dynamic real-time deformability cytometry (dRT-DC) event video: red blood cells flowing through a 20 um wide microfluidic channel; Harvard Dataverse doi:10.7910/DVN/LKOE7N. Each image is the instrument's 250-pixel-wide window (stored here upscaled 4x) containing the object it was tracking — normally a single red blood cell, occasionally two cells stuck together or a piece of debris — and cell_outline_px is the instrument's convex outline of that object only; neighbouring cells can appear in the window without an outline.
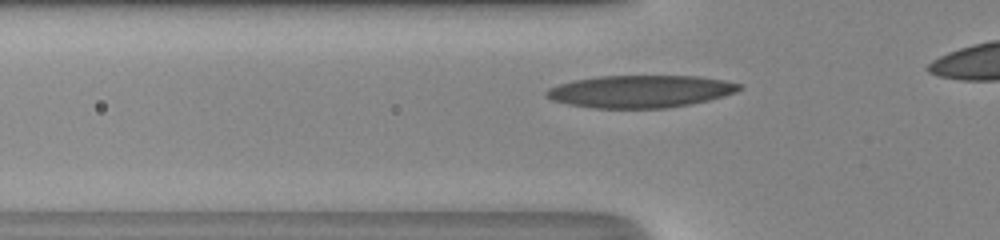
{"species": "human", "species_latin": "Homo sapiens", "temperature_condition": "room temperature", "stored_images_in_passage": 25, "camera_frame_rate_fps": 3000, "um_per_image_px": 0.085, "donor": {"sex": "male"}, "frame": {"image": 1, "passage_image": 2, "time_ms": 0.333, "image_size_px": [1000, 240], "cell_outline_px": [[740, 88], [736, 92], [724, 96], [708, 100], [668, 108], [592, 108], [568, 104], [552, 100], [544, 96], [544, 92], [548, 88], [560, 84], [576, 80], [600, 76], [700, 76], [724, 80], [740, 84]], "centroid_in_image_um": [54.41, 7.77], "position_along_channel_um": 71.4, "area_um2": 36.3}}
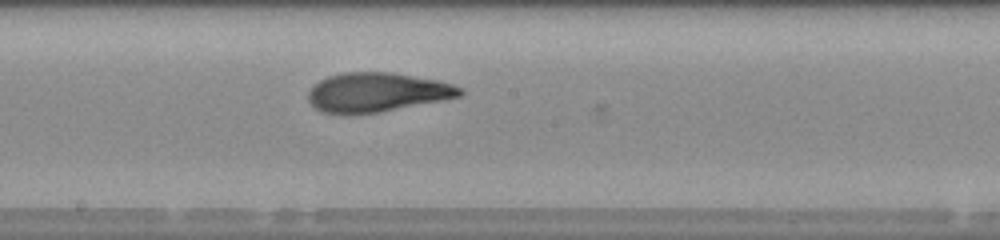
{"frame": {"image": 2, "passage_image": 12, "time_ms": 3.667, "image_size_px": [1000, 240], "cell_outline_px": [[464, 92], [460, 96], [444, 100], [380, 112], [352, 116], [340, 116], [320, 112], [308, 100], [308, 92], [320, 80], [328, 76], [344, 72], [388, 72], [436, 80], [452, 84], [460, 88]], "centroid_in_image_um": [31.99, 7.88], "position_along_channel_um": 216.2, "area_um2": 35.03}}
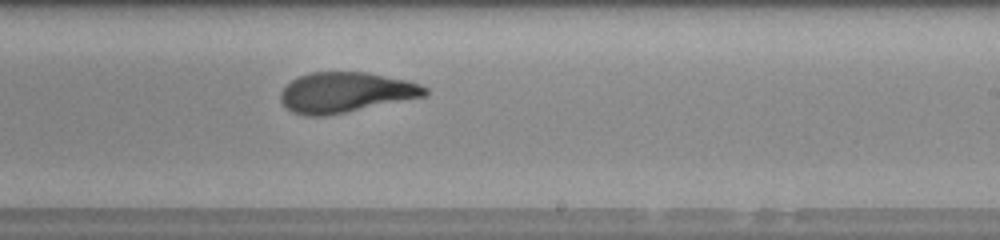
{"frame": {"image": 3, "passage_image": 15, "time_ms": 4.667, "image_size_px": [1000, 240], "cell_outline_px": [[428, 96], [324, 116], [304, 116], [292, 112], [280, 100], [280, 92], [292, 80], [308, 72], [368, 72], [408, 80], [420, 84], [428, 88]], "centroid_in_image_um": [29.41, 7.85], "position_along_channel_um": 259.6, "area_um2": 33.99}}